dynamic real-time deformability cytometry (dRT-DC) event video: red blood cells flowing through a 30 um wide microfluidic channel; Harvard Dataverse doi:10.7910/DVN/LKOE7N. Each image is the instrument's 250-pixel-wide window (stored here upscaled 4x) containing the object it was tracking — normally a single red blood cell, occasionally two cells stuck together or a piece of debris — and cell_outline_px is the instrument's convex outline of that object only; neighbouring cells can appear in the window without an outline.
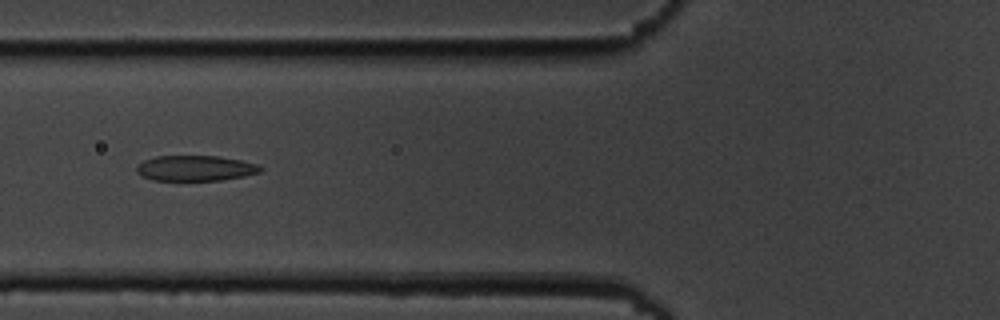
{"species": "common noctule bat (a hibernating species)", "species_latin": "Nyctalus noctula", "temperature_condition": "cold", "stored_images_in_passage": 14, "camera_frame_rate_fps": 3000, "um_per_image_px": 0.085, "animal": {"sex": "male", "body_mass_g": 19.5, "forearm_length_mm": 54.6}, "frame": {"image": 1, "passage_image": 5, "time_ms": 5.333, "image_size_px": [1000, 320], "cell_outline_px": [[264, 168], [260, 172], [244, 176], [220, 180], [152, 180], [136, 172], [136, 168], [144, 160], [156, 156], [216, 156], [240, 160], [256, 164]], "centroid_in_image_um": [16.61, 14.29], "position_along_channel_um": 109.2, "area_um2": 18.15}}
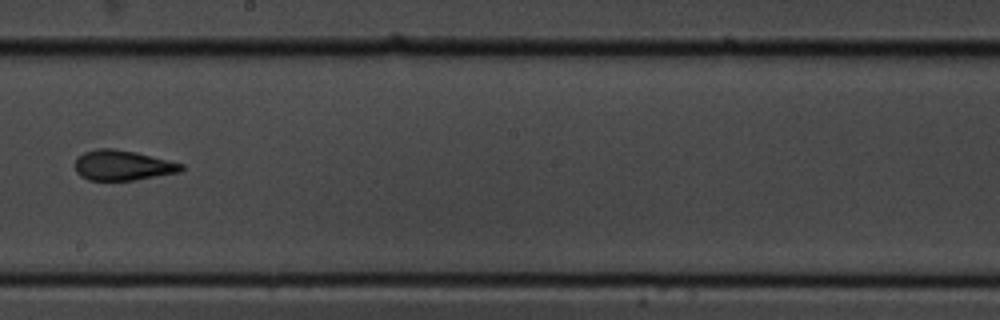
{"frame": {"image": 2, "passage_image": 8, "time_ms": 9.0, "image_size_px": [1000, 320], "cell_outline_px": [[184, 168], [180, 172], [132, 180], [88, 180], [80, 176], [76, 172], [76, 160], [84, 152], [96, 148], [112, 148], [136, 152], [184, 164]], "centroid_in_image_um": [10.42, 14.05], "position_along_channel_um": 237.8, "area_um2": 18.55}}
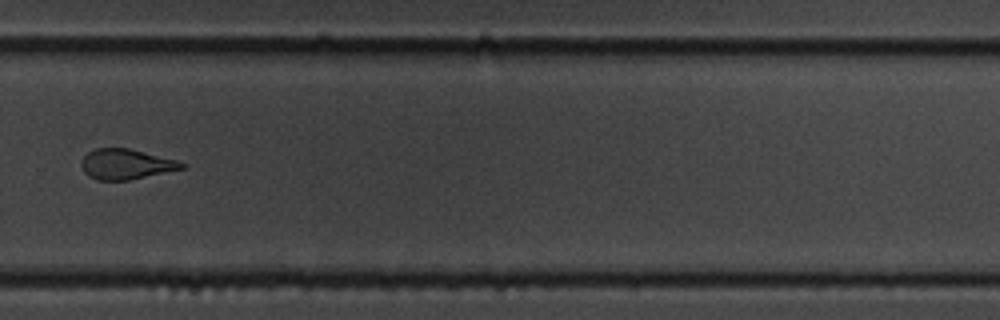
{"frame": {"image": 3, "passage_image": 10, "time_ms": 11.333, "image_size_px": [1000, 320], "cell_outline_px": [[188, 168], [128, 180], [96, 180], [88, 176], [84, 172], [80, 164], [80, 160], [88, 152], [96, 148], [128, 148], [176, 160], [188, 164]], "centroid_in_image_um": [10.72, 13.96], "position_along_channel_um": 319.1, "area_um2": 17.86}, "authors_computed_cell_mechanics": {"area_um2": 18.8139, "velocity_mm_per_s": 3.5094, "shape_relaxation_time_tau1_ms": 9.77, "shape_relaxation_time_tau2_ms": 2.1451, "deformation_change_tau1": 0.1979, "deformation_change_tau2": 0.1127}}